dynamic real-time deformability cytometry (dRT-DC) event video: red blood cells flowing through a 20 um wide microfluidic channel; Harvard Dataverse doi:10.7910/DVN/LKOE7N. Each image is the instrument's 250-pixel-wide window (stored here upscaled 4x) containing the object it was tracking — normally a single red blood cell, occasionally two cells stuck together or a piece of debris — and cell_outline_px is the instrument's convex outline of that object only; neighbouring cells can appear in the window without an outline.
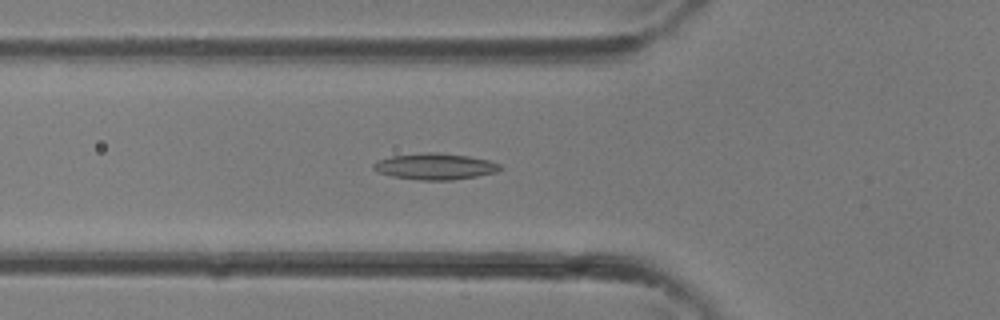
{"species": "common noctule bat (a hibernating species)", "species_latin": "Nyctalus noctula", "temperature_condition": "room temperature", "stored_images_in_passage": 30, "camera_frame_rate_fps": 3000, "um_per_image_px": 0.085, "animal": {"sex": "female"}, "frame": {"image": 1, "passage_image": 7, "time_ms": 2.0, "image_size_px": [1000, 320], "cell_outline_px": [[504, 168], [496, 172], [476, 176], [452, 180], [420, 180], [392, 176], [380, 172], [372, 168], [372, 164], [376, 160], [392, 156], [428, 152], [436, 152], [468, 156], [488, 160], [500, 164]], "centroid_in_image_um": [36.98, 14.14], "position_along_channel_um": 88.8, "area_um2": 19.31}}
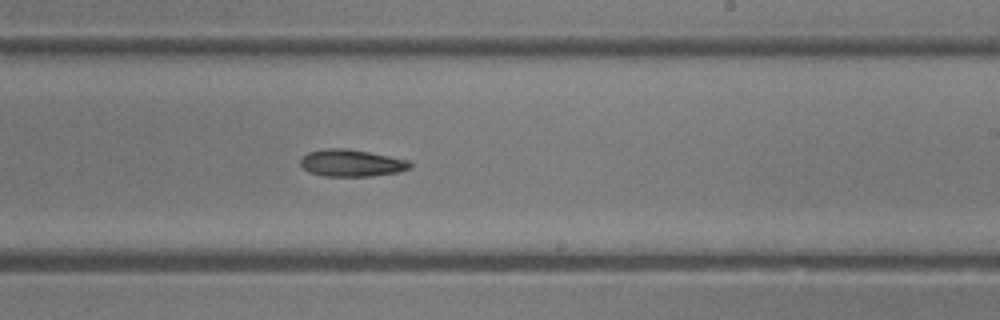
{"frame": {"image": 2, "passage_image": 16, "time_ms": 5.0, "image_size_px": [1000, 320], "cell_outline_px": [[412, 168], [400, 172], [372, 176], [324, 176], [308, 172], [300, 164], [300, 160], [308, 152], [328, 148], [344, 148], [368, 152], [408, 160], [412, 164]], "centroid_in_image_um": [29.89, 13.87], "position_along_channel_um": 259.1, "area_um2": 17.22}}
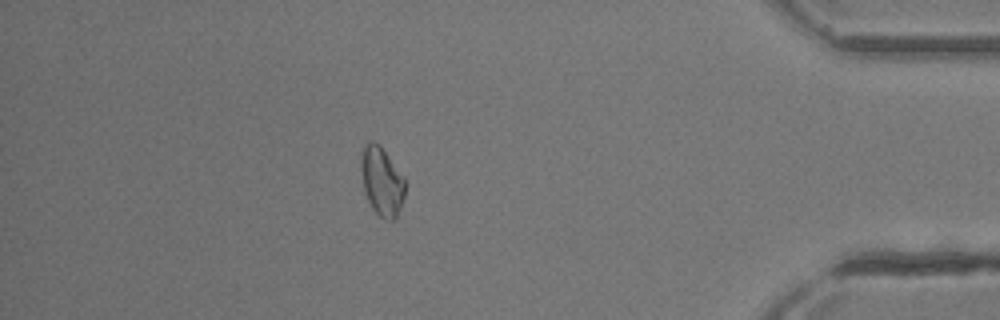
{"frame": {"image": 3, "passage_image": 26, "time_ms": 8.333, "image_size_px": [1000, 320], "cell_outline_px": [[404, 200], [396, 220], [388, 220], [380, 216], [372, 208], [364, 192], [360, 168], [360, 160], [364, 144], [372, 140], [380, 144], [404, 176]], "centroid_in_image_um": [32.45, 15.4], "position_along_channel_um": 402.8, "area_um2": 17.92}}